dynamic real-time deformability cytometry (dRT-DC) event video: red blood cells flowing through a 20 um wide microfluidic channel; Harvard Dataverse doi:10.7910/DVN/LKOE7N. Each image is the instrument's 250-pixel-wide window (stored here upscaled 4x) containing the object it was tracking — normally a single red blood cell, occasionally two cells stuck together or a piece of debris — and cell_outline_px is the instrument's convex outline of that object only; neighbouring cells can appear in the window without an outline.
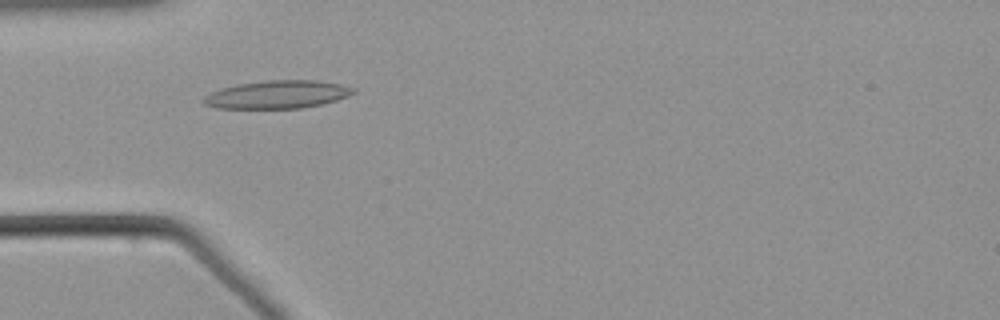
{"species": "common noctule bat (a hibernating species)", "species_latin": "Nyctalus noctula", "temperature_condition": "warm", "stored_images_in_passage": 43, "camera_frame_rate_fps": 3000, "um_per_image_px": 0.085, "animal": {"sex": "male", "body_mass_g": 21.5, "forearm_length_mm": 52.0}, "frame": {"image": 1, "passage_image": 5, "time_ms": 1.333, "image_size_px": [1000, 320], "cell_outline_px": [[356, 92], [348, 96], [336, 100], [320, 104], [300, 108], [216, 108], [204, 104], [200, 100], [208, 92], [220, 88], [236, 84], [268, 80], [316, 80], [340, 84], [356, 88]], "centroid_in_image_um": [23.53, 8.02], "position_along_channel_um": 61.5, "area_um2": 24.57}}
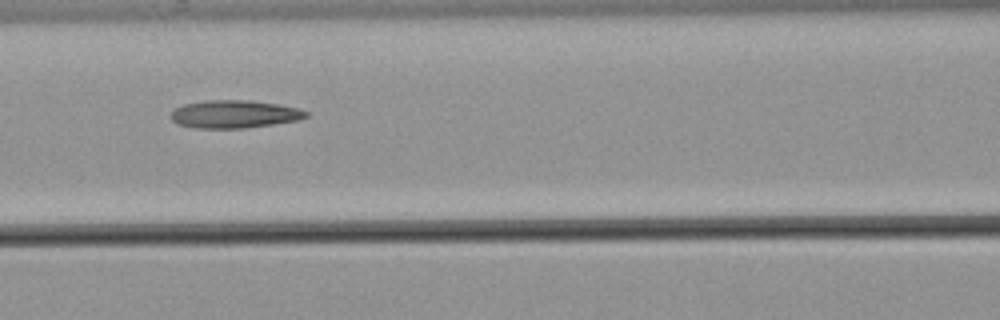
{"frame": {"image": 2, "passage_image": 12, "time_ms": 3.667, "image_size_px": [1000, 320], "cell_outline_px": [[308, 116], [300, 120], [244, 128], [196, 128], [176, 124], [172, 120], [172, 112], [176, 108], [184, 104], [204, 100], [248, 100], [276, 104], [300, 108], [308, 112]], "centroid_in_image_um": [19.93, 9.7], "position_along_channel_um": 146.7, "area_um2": 21.91}}
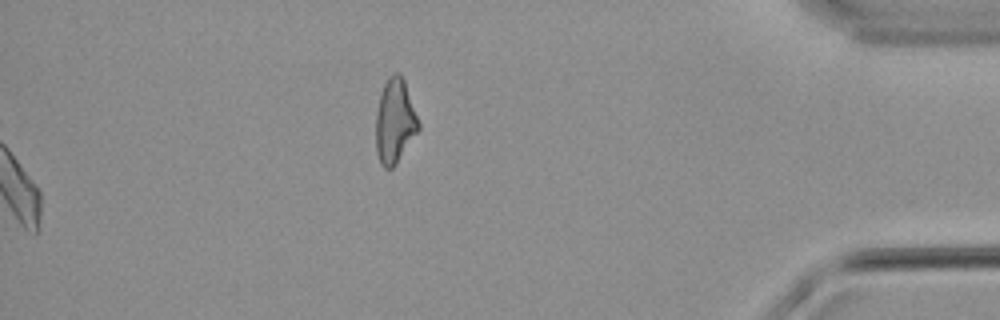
{"frame": {"image": 3, "passage_image": 36, "time_ms": 11.667, "image_size_px": [1000, 320], "cell_outline_px": [[420, 128], [396, 164], [392, 168], [384, 168], [380, 164], [376, 152], [376, 112], [380, 96], [384, 84], [388, 76], [392, 72], [400, 72], [404, 80], [420, 124]], "centroid_in_image_um": [33.55, 10.29], "position_along_channel_um": 401.6, "area_um2": 20.98}}